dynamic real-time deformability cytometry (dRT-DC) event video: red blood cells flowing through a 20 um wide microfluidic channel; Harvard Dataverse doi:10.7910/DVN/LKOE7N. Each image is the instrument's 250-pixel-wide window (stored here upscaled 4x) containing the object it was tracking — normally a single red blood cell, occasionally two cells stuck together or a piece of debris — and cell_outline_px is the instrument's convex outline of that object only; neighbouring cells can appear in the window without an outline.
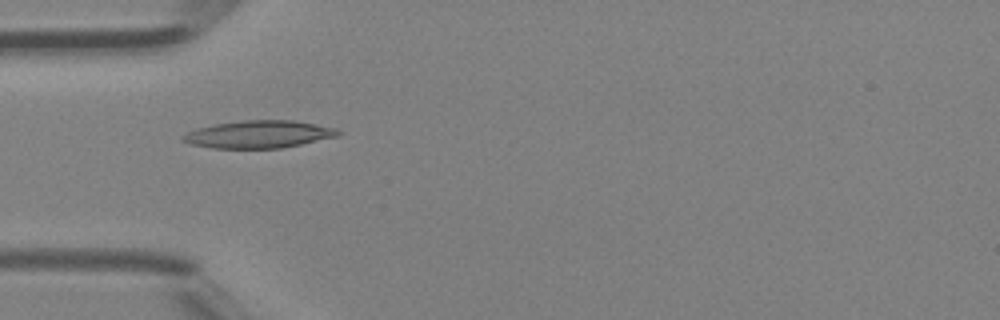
{"species": "Egyptian fruit bat (a non-hibernating species)", "species_latin": "Rousettus aegyptiacus", "temperature_condition": "room temperature", "stored_images_in_passage": 3, "camera_frame_rate_fps": 3000, "um_per_image_px": 0.085, "animal": {"sex": "female"}, "frame": {"image": 1, "passage_image": 1, "time_ms": 0.0, "image_size_px": [1000, 320], "cell_outline_px": [[344, 132], [340, 136], [280, 148], [212, 148], [192, 144], [180, 140], [180, 136], [196, 128], [216, 124], [244, 120], [296, 120], [336, 128]], "centroid_in_image_um": [22.02, 11.41], "position_along_channel_um": 63.0, "area_um2": 24.97}}
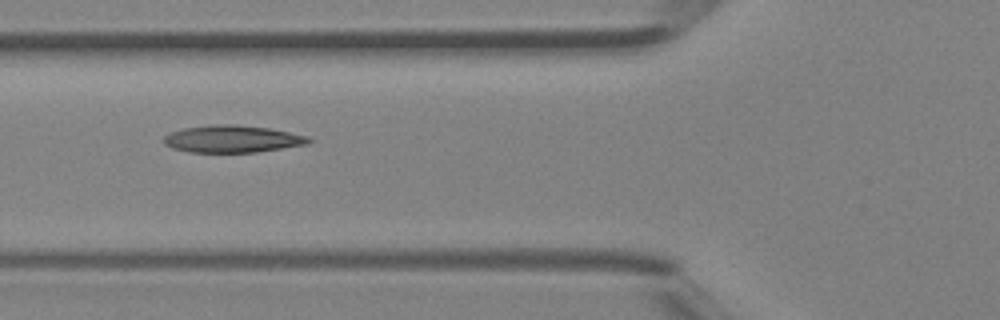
{"frame": {"image": 2, "passage_image": 2, "time_ms": 0.333, "image_size_px": [1000, 320], "cell_outline_px": [[312, 140], [308, 144], [256, 152], [188, 152], [172, 148], [164, 144], [164, 136], [172, 132], [184, 128], [216, 124], [236, 124], [268, 128], [308, 136]], "centroid_in_image_um": [19.74, 11.81], "position_along_channel_um": 106.1, "area_um2": 22.83}}
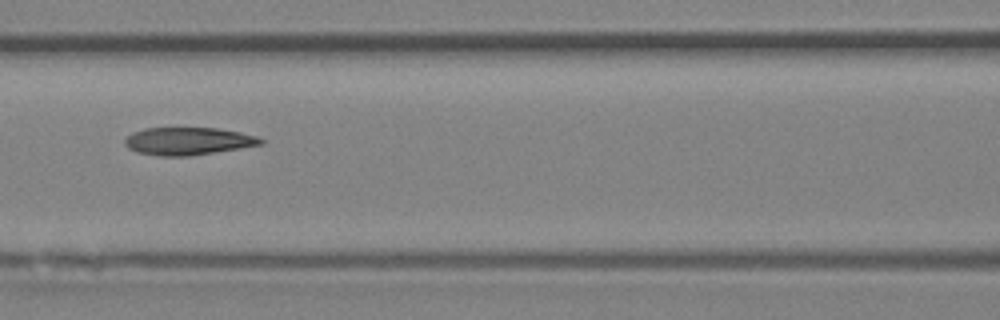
{"frame": {"image": 3, "passage_image": 3, "time_ms": 0.667, "image_size_px": [1000, 320], "cell_outline_px": [[264, 144], [240, 148], [188, 156], [160, 156], [136, 152], [128, 148], [124, 144], [124, 140], [132, 132], [144, 128], [216, 128], [240, 132], [256, 136], [264, 140]], "centroid_in_image_um": [15.96, 11.99], "position_along_channel_um": 150.6, "area_um2": 21.85}}